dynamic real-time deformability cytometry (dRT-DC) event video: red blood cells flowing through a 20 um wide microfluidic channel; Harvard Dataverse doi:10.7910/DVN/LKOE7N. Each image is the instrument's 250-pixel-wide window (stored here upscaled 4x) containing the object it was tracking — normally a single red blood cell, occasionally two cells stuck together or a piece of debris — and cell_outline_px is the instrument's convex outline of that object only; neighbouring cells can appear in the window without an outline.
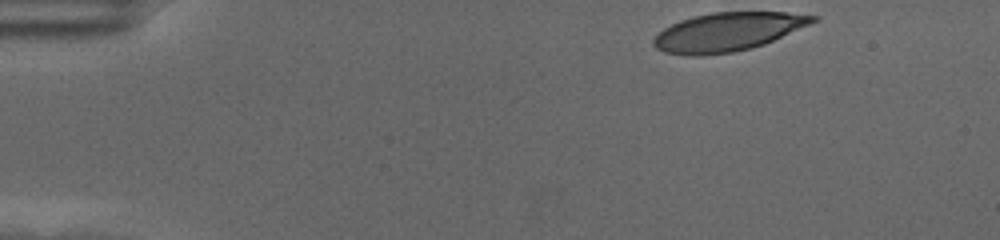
{"species": "human", "species_latin": "Homo sapiens", "temperature_condition": "cold", "stored_images_in_passage": 51, "camera_frame_rate_fps": 3000, "um_per_image_px": 0.085, "donor": {"sex": "female"}, "frame": {"image": 1, "passage_image": 1, "time_ms": 0.0, "image_size_px": [1000, 240], "cell_outline_px": [[820, 20], [764, 44], [752, 48], [732, 52], [700, 56], [688, 56], [664, 52], [656, 48], [652, 44], [652, 40], [664, 28], [680, 20], [692, 16], [712, 12], [784, 12], [820, 16]], "centroid_in_image_um": [61.86, 2.71], "position_along_channel_um": 23.1, "area_um2": 35.89}}
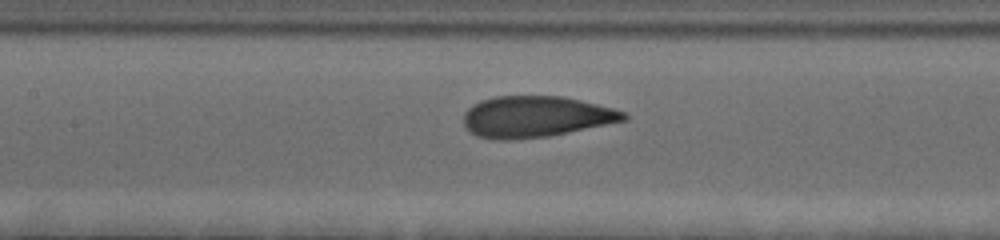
{"frame": {"image": 2, "passage_image": 21, "time_ms": 6.667, "image_size_px": [1000, 240], "cell_outline_px": [[628, 120], [548, 136], [504, 140], [496, 140], [476, 136], [464, 124], [464, 112], [472, 104], [480, 100], [496, 96], [564, 96], [612, 108], [624, 112], [628, 116]], "centroid_in_image_um": [45.52, 9.91], "position_along_channel_um": 161.9, "area_um2": 38.32}}
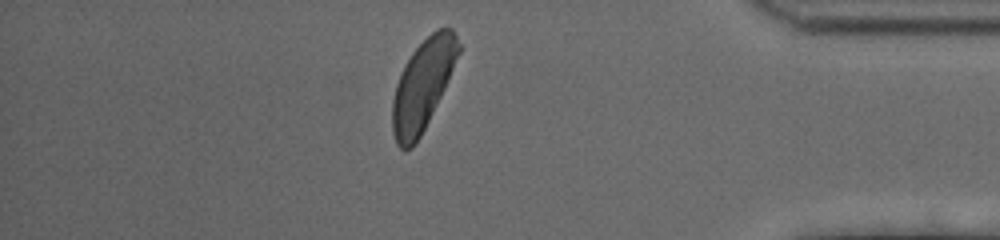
{"frame": {"image": 3, "passage_image": 44, "time_ms": 14.333, "image_size_px": [1000, 240], "cell_outline_px": [[460, 52], [444, 88], [420, 136], [412, 148], [404, 152], [396, 144], [392, 132], [392, 100], [396, 84], [400, 72], [404, 64], [412, 52], [436, 28], [452, 28], [460, 44]], "centroid_in_image_um": [35.9, 7.24], "position_along_channel_um": 399.3, "area_um2": 34.45}, "authors_computed_cell_mechanics": {"area_um2": 37.281, "velocity_mm_per_s": 3.4839, "shape_relaxation_time_tau1_ms": 2.9276, "shape_relaxation_time_tau2_ms": null, "deformation_change_tau1": 0.1636, "deformation_change_tau2": null}}